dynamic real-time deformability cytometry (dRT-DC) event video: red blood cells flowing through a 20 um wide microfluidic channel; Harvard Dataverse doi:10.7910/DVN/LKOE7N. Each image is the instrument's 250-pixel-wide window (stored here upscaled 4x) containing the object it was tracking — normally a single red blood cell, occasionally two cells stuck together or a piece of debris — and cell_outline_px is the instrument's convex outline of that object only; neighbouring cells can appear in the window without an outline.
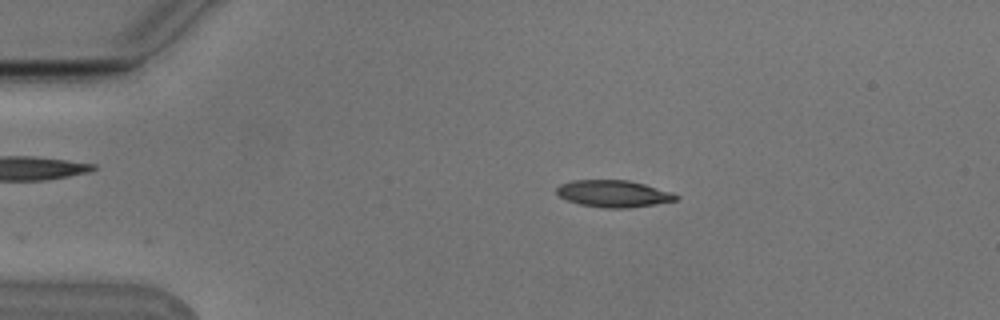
{"species": "Egyptian fruit bat (a non-hibernating species)", "species_latin": "Rousettus aegyptiacus", "temperature_condition": "cold", "stored_images_in_passage": 2, "camera_frame_rate_fps": 3000, "um_per_image_px": 0.085, "animal": {"sex": "male"}, "frame": {"image": 1, "passage_image": 2, "time_ms": 0.333, "image_size_px": [1000, 320], "cell_outline_px": [[680, 196], [676, 200], [628, 208], [604, 208], [580, 204], [568, 200], [560, 196], [556, 192], [556, 188], [560, 184], [572, 180], [628, 180], [644, 184], [672, 192]], "centroid_in_image_um": [52.13, 16.45], "position_along_channel_um": 32.9, "area_um2": 18.55}}